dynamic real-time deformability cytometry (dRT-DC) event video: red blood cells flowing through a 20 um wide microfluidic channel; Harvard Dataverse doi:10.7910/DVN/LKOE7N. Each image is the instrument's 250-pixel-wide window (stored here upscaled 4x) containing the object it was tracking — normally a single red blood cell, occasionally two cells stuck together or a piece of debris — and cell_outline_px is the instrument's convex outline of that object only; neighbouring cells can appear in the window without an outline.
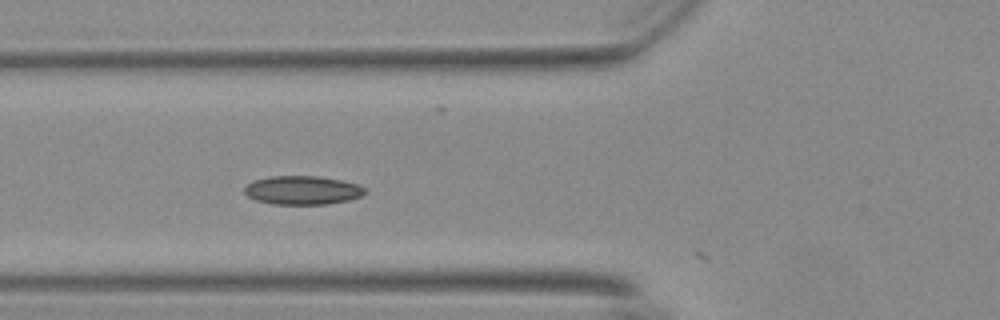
{"species": "Egyptian fruit bat (a non-hibernating species)", "species_latin": "Rousettus aegyptiacus", "temperature_condition": "warm", "stored_images_in_passage": 4, "camera_frame_rate_fps": 3000, "um_per_image_px": 0.085, "animal": {"sex": "female"}, "frame": {"image": 1, "passage_image": 2, "time_ms": 0.333, "image_size_px": [1000, 320], "cell_outline_px": [[368, 192], [360, 196], [348, 200], [328, 204], [272, 204], [256, 200], [248, 196], [244, 192], [244, 188], [252, 180], [272, 176], [316, 176], [340, 180], [356, 184], [368, 188]], "centroid_in_image_um": [25.72, 16.17], "position_along_channel_um": 100.1, "area_um2": 20.17}}